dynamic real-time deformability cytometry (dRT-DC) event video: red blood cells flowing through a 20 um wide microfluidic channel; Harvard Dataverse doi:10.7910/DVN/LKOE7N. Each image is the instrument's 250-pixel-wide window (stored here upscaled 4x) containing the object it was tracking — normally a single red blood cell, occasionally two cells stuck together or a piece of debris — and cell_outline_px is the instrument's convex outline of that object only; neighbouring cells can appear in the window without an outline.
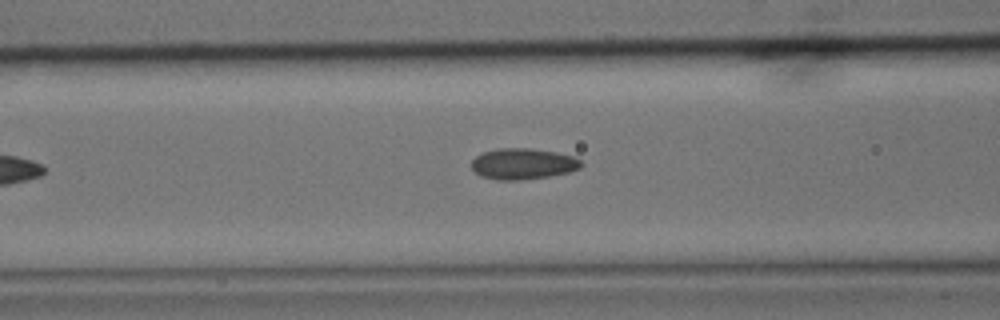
{"species": "common noctule bat (a hibernating species)", "species_latin": "Nyctalus noctula", "temperature_condition": "cold", "stored_images_in_passage": 32, "camera_frame_rate_fps": 3000, "um_per_image_px": 0.085, "animal": {"sex": "male", "body_mass_g": 15.6}, "frame": {"image": 1, "passage_image": 14, "time_ms": 4.333, "image_size_px": [1000, 320], "cell_outline_px": [[584, 164], [580, 168], [568, 172], [548, 176], [520, 180], [496, 180], [480, 176], [472, 168], [472, 160], [476, 156], [484, 152], [496, 148], [528, 148], [556, 152], [572, 156], [580, 160]], "centroid_in_image_um": [44.44, 13.92], "position_along_channel_um": 122.2, "area_um2": 19.77}}